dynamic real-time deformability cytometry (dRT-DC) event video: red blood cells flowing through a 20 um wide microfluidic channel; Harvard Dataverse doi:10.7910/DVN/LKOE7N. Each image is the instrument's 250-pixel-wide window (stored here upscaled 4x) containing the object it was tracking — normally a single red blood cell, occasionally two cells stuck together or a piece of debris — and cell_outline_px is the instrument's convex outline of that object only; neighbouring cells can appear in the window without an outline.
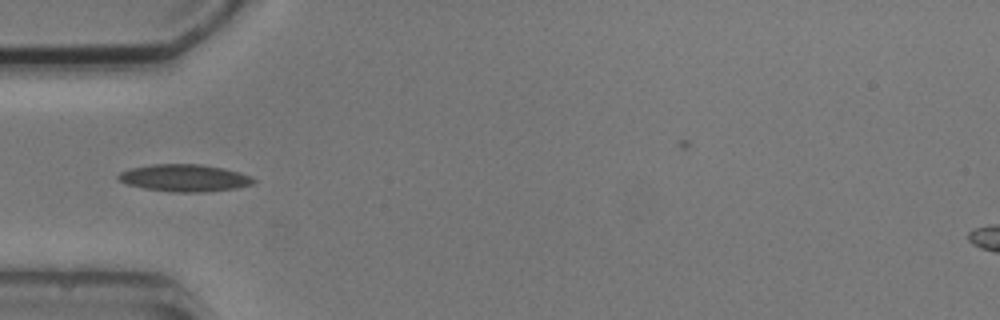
{"species": "common noctule bat (a hibernating species)", "species_latin": "Nyctalus noctula", "temperature_condition": "cold", "stored_images_in_passage": 3, "camera_frame_rate_fps": 3000, "um_per_image_px": 0.085, "animal": {"sex": "male", "body_mass_g": 20.5, "forearm_length_mm": 52.5}, "frame": {"image": 1, "passage_image": 1, "time_ms": 0.0, "image_size_px": [1000, 320], "cell_outline_px": [[256, 180], [252, 184], [236, 188], [200, 192], [172, 192], [144, 188], [128, 184], [120, 180], [116, 176], [120, 172], [132, 168], [152, 164], [200, 164], [224, 168], [240, 172], [252, 176]], "centroid_in_image_um": [15.71, 15.12], "position_along_channel_um": 69.3, "area_um2": 21.33}}
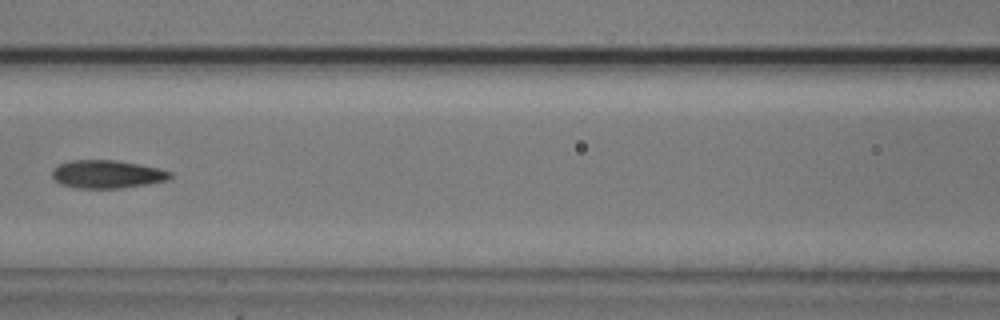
{"frame": {"image": 2, "passage_image": 3, "time_ms": 2.333, "image_size_px": [1000, 320], "cell_outline_px": [[172, 176], [168, 180], [148, 184], [120, 188], [76, 188], [60, 184], [52, 180], [52, 168], [56, 164], [68, 160], [116, 160], [160, 168], [172, 172]], "centroid_in_image_um": [9.05, 14.8], "position_along_channel_um": 157.5, "area_um2": 19.65}}